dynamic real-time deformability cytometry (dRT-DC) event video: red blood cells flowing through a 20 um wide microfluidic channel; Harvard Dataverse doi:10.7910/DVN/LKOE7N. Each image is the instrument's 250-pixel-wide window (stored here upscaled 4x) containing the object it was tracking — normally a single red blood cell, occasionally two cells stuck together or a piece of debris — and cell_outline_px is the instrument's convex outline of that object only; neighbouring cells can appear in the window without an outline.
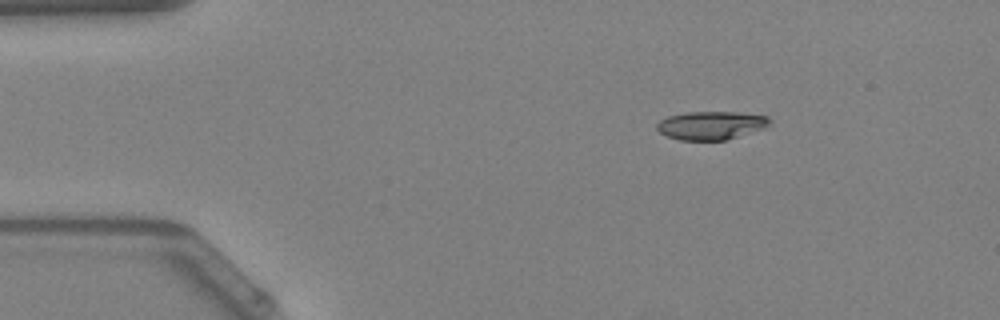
{"species": "Egyptian fruit bat (a non-hibernating species)", "species_latin": "Rousettus aegyptiacus", "temperature_condition": "warm", "stored_images_in_passage": 43, "camera_frame_rate_fps": 3000, "um_per_image_px": 0.085, "animal": {"sex": "female"}, "frame": {"image": 1, "passage_image": 1, "time_ms": 0.0, "image_size_px": [1000, 320], "cell_outline_px": [[772, 120], [764, 128], [724, 140], [680, 140], [668, 136], [660, 132], [656, 128], [656, 124], [660, 120], [668, 116], [688, 112], [740, 112], [768, 116]], "centroid_in_image_um": [60.43, 10.64], "position_along_channel_um": 24.6, "area_um2": 18.5}}
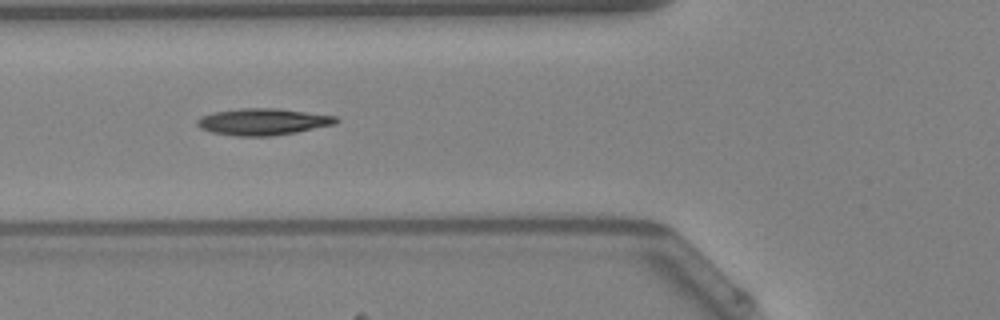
{"frame": {"image": 2, "passage_image": 12, "time_ms": 3.667, "image_size_px": [1000, 320], "cell_outline_px": [[340, 120], [336, 124], [296, 132], [272, 136], [236, 136], [212, 132], [200, 128], [196, 124], [196, 120], [200, 116], [212, 112], [240, 108], [276, 108], [336, 116]], "centroid_in_image_um": [22.32, 10.34], "position_along_channel_um": 103.5, "area_um2": 21.68}}
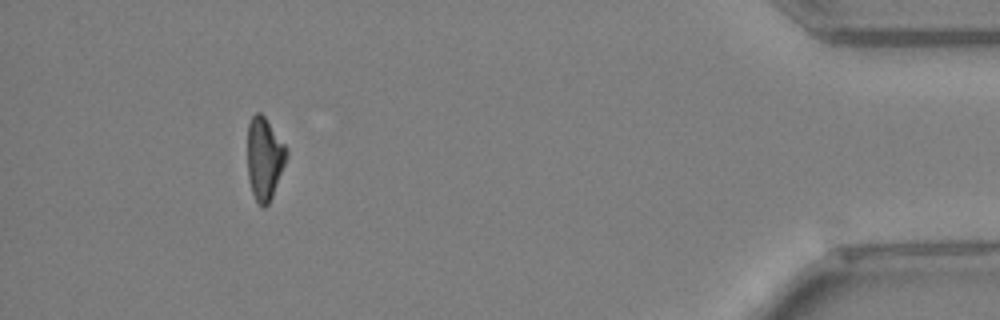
{"frame": {"image": 3, "passage_image": 39, "time_ms": 12.667, "image_size_px": [1000, 320], "cell_outline_px": [[288, 156], [272, 196], [268, 204], [264, 208], [256, 200], [252, 192], [248, 176], [248, 124], [252, 116], [256, 112], [260, 112], [264, 116], [288, 148]], "centroid_in_image_um": [22.49, 13.45], "position_along_channel_um": 412.7, "area_um2": 18.67}, "authors_computed_cell_mechanics": {"area_um2": 19.7098, "velocity_mm_per_s": 4.1298, "shape_relaxation_time_tau1_ms": 8.7319, "shape_relaxation_time_tau2_ms": 7.1642, "deformation_change_tau1": 0.2562, "deformation_change_tau2": 0.1616}}